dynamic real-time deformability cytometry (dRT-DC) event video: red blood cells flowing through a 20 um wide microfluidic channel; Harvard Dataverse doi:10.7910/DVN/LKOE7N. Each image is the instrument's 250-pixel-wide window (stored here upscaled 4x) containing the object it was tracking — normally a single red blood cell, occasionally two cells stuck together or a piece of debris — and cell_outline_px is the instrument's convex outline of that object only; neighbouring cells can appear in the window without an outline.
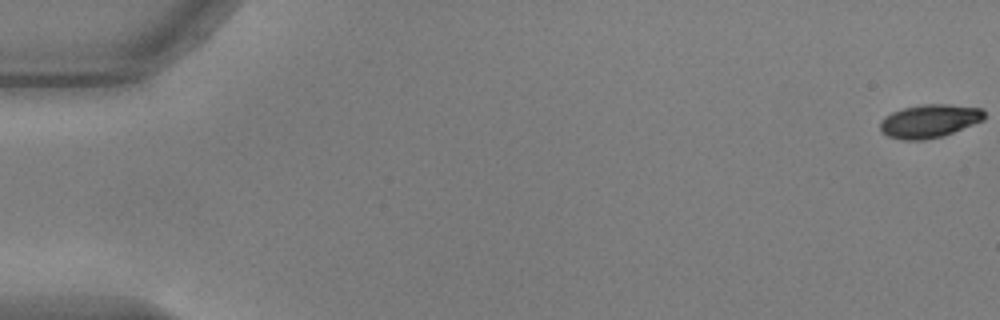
{"species": "common noctule bat (a hibernating species)", "species_latin": "Nyctalus noctula", "temperature_condition": "warm", "stored_images_in_passage": 56, "camera_frame_rate_fps": 3000, "um_per_image_px": 0.085, "animal": {"sex": "male", "body_mass_g": 17.9, "forearm_length_mm": 54.2}, "frame": {"image": 1, "passage_image": 1, "time_ms": 0.0, "image_size_px": [1000, 320], "cell_outline_px": [[984, 120], [944, 136], [924, 140], [904, 140], [888, 136], [880, 132], [880, 120], [884, 116], [892, 112], [904, 108], [924, 104], [948, 104], [984, 108]], "centroid_in_image_um": [79.0, 10.29], "position_along_channel_um": 6.0, "area_um2": 20.4}}
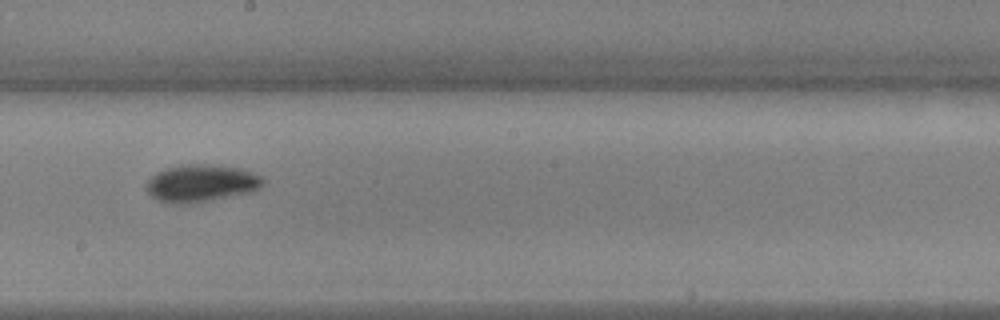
{"frame": {"image": 2, "passage_image": 32, "time_ms": 10.333, "image_size_px": [1000, 320], "cell_outline_px": [[264, 184], [260, 188], [252, 192], [208, 200], [184, 204], [160, 200], [152, 196], [148, 192], [148, 180], [156, 172], [180, 164], [220, 164], [240, 168], [252, 172], [260, 176], [264, 180]], "centroid_in_image_um": [17.15, 15.54], "position_along_channel_um": 231.0, "area_um2": 25.14}}
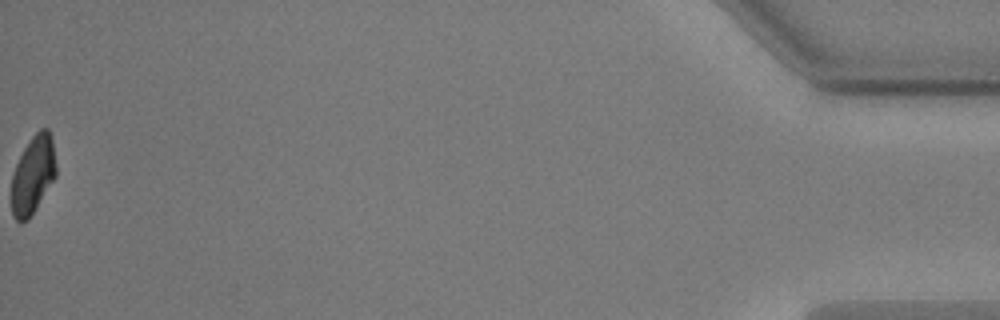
{"frame": {"image": 3, "passage_image": 56, "time_ms": 18.333, "image_size_px": [1000, 320], "cell_outline_px": [[56, 176], [28, 220], [20, 224], [12, 216], [12, 172], [24, 148], [32, 136], [40, 128], [48, 128], [52, 140], [56, 164]], "centroid_in_image_um": [2.79, 14.87], "position_along_channel_um": 432.4, "area_um2": 20.23}, "authors_computed_cell_mechanics": {"area_um2": 22.3975, "velocity_mm_per_s": 3.7098, "shape_relaxation_time_tau1_ms": 2.7115, "shape_relaxation_time_tau2_ms": 2.9435, "deformation_change_tau1": 0.1334, "deformation_change_tau2": 0.062}}